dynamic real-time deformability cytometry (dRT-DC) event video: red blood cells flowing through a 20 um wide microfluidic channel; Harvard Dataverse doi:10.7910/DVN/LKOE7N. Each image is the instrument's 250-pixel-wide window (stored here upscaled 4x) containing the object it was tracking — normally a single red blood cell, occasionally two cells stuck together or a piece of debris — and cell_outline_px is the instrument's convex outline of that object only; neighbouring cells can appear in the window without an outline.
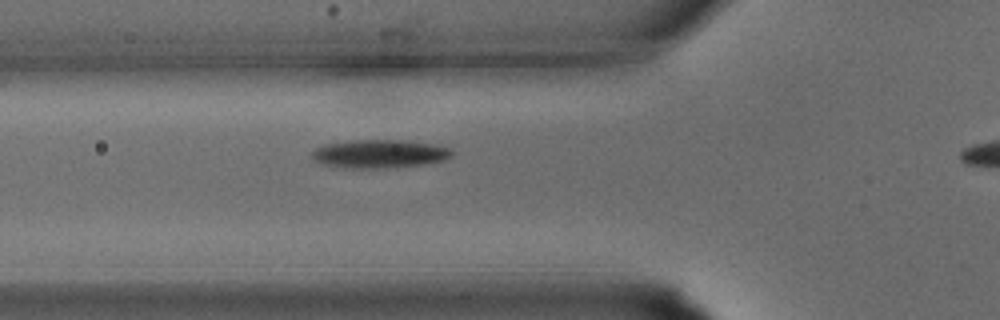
{"species": "common noctule bat (a hibernating species)", "species_latin": "Nyctalus noctula", "temperature_condition": "warm", "stored_images_in_passage": 23, "camera_frame_rate_fps": 3000, "um_per_image_px": 0.085, "animal": {"sex": "male", "body_mass_g": 15.6}, "frame": {"image": 1, "passage_image": 5, "time_ms": 1.333, "image_size_px": [1000, 320], "cell_outline_px": [[452, 156], [444, 160], [424, 164], [396, 168], [340, 168], [320, 164], [312, 160], [312, 152], [316, 148], [324, 144], [356, 140], [404, 140], [436, 144], [448, 148], [452, 152]], "centroid_in_image_um": [32.23, 13.09], "position_along_channel_um": 93.6, "area_um2": 23.47}}
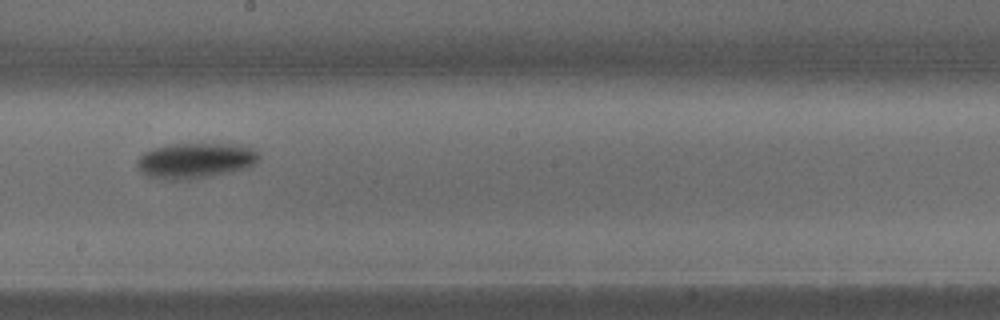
{"frame": {"image": 2, "passage_image": 12, "time_ms": 3.667, "image_size_px": [1000, 320], "cell_outline_px": [[260, 160], [256, 164], [248, 168], [188, 180], [172, 180], [148, 176], [140, 172], [136, 164], [136, 160], [144, 152], [152, 148], [172, 144], [240, 144], [252, 148], [260, 156]], "centroid_in_image_um": [16.61, 13.64], "position_along_channel_um": 231.6, "area_um2": 25.32}}
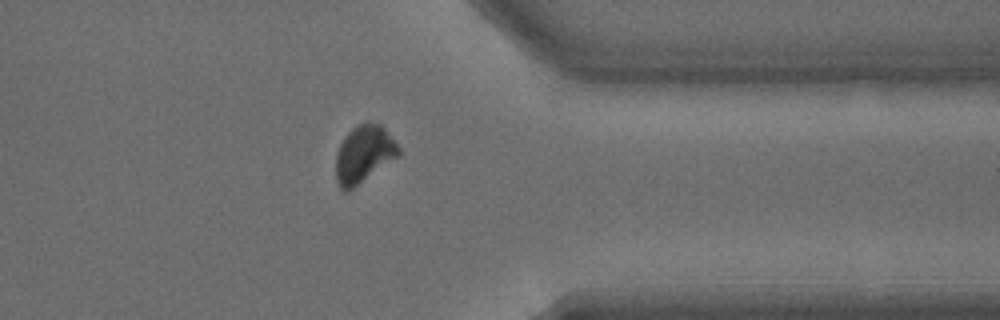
{"frame": {"image": 3, "passage_image": 20, "time_ms": 6.333, "image_size_px": [1000, 320], "cell_outline_px": [[400, 156], [348, 192], [344, 192], [340, 188], [336, 180], [336, 152], [344, 136], [352, 128], [368, 120], [380, 124], [384, 128], [400, 148]], "centroid_in_image_um": [30.92, 13.11], "position_along_channel_um": 380.5, "area_um2": 21.27}}